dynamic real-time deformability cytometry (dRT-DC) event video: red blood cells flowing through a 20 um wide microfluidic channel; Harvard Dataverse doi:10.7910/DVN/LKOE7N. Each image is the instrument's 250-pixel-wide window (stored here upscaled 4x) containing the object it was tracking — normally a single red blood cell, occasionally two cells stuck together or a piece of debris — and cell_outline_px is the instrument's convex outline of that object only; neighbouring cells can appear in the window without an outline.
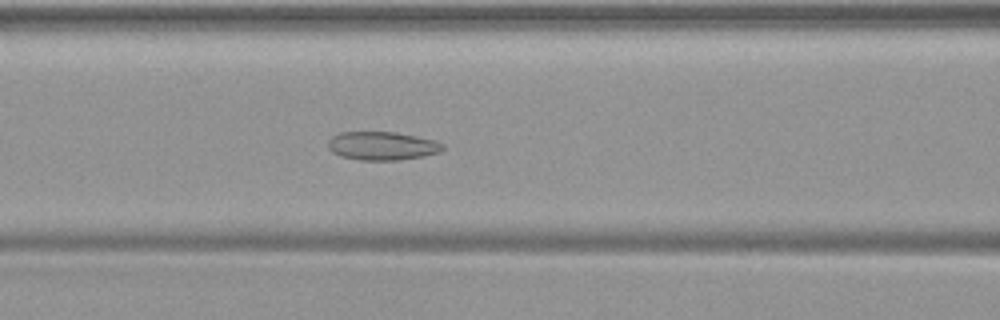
{"species": "common noctule bat (a hibernating species)", "species_latin": "Nyctalus noctula", "temperature_condition": "warm", "stored_images_in_passage": 51, "camera_frame_rate_fps": 3000, "um_per_image_px": 0.085, "animal": {"sex": "female", "body_mass_g": 19.9}, "frame": {"image": 1, "passage_image": 22, "time_ms": 7.0, "image_size_px": [1000, 320], "cell_outline_px": [[444, 148], [440, 152], [424, 156], [400, 160], [360, 160], [340, 156], [332, 152], [328, 148], [328, 140], [332, 136], [340, 132], [396, 132], [436, 140], [444, 144]], "centroid_in_image_um": [32.49, 12.4], "position_along_channel_um": 134.1, "area_um2": 19.19}}
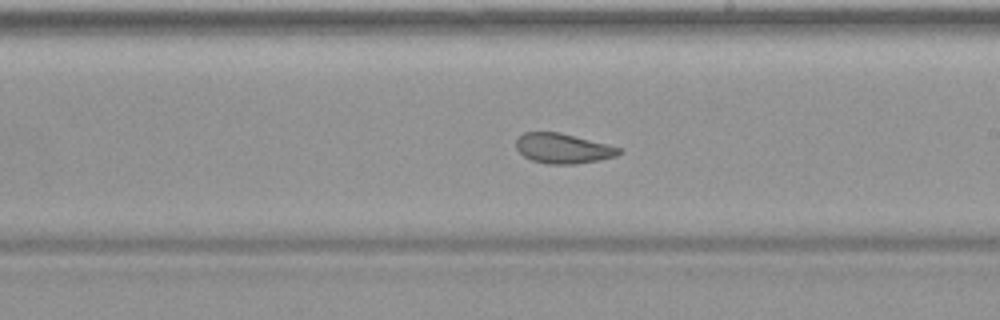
{"frame": {"image": 2, "passage_image": 30, "time_ms": 9.667, "image_size_px": [1000, 320], "cell_outline_px": [[624, 152], [616, 156], [600, 160], [576, 164], [548, 164], [532, 160], [524, 156], [516, 148], [516, 136], [524, 132], [560, 132], [624, 148]], "centroid_in_image_um": [47.89, 12.61], "position_along_channel_um": 241.1, "area_um2": 18.26}}
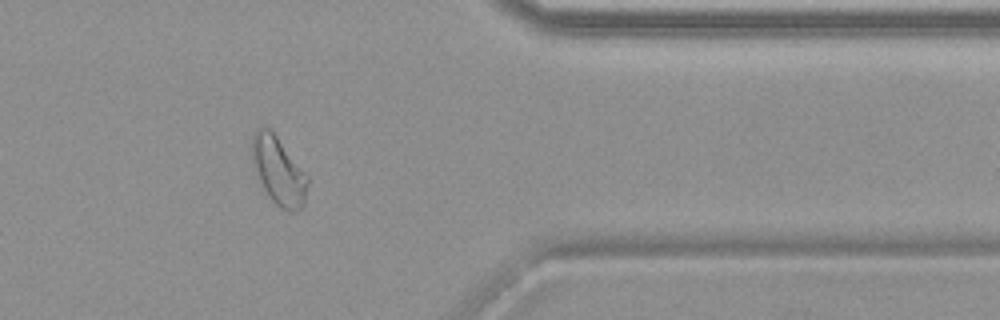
{"frame": {"image": 3, "passage_image": 42, "time_ms": 13.667, "image_size_px": [1000, 320], "cell_outline_px": [[308, 184], [304, 204], [296, 212], [288, 212], [280, 208], [268, 196], [252, 164], [252, 136], [256, 128], [264, 124], [272, 128], [308, 176]], "centroid_in_image_um": [23.67, 14.46], "position_along_channel_um": 387.7, "area_um2": 22.43}}